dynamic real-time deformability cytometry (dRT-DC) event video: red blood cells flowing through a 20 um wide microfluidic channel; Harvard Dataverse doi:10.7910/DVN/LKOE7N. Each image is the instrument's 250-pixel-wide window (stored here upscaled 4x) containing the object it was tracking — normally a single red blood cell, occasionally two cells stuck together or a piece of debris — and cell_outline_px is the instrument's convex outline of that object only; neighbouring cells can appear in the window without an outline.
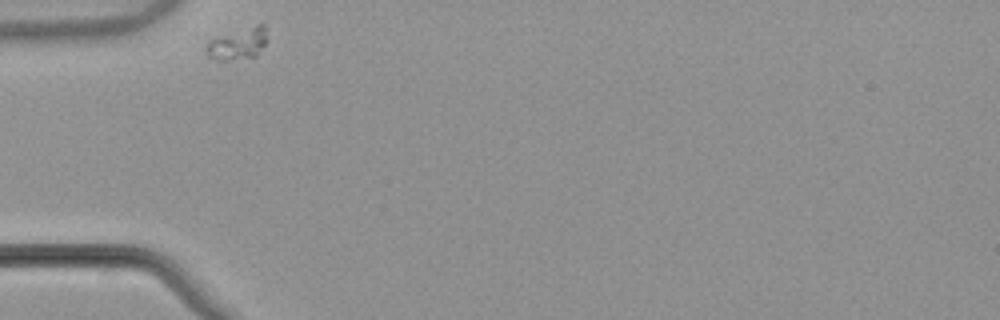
{"species": "common noctule bat (a hibernating species)", "species_latin": "Nyctalus noctula", "temperature_condition": "warm", "stored_images_in_passage": 31, "camera_frame_rate_fps": 3000, "um_per_image_px": 0.085, "animal": {"sex": "male", "body_mass_g": 21.5, "forearm_length_mm": 52.0}, "frame": {"image": 1, "passage_image": 1, "time_ms": 0.0, "image_size_px": [1000, 320], "cell_outline_px": [[268, 40], [256, 56], [228, 60], [220, 60], [208, 56], [204, 52], [204, 48], [208, 40], [216, 36], [256, 24], [264, 24], [268, 28]], "centroid_in_image_um": [20.23, 3.68], "position_along_channel_um": 64.8, "area_um2": 11.68}}
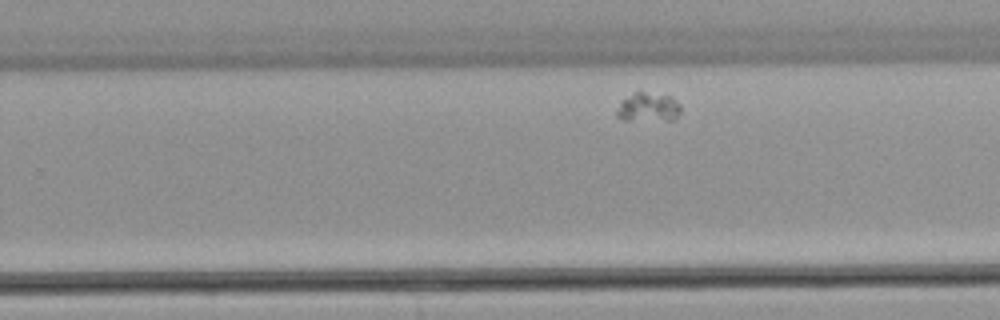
{"frame": {"image": 2, "passage_image": 21, "time_ms": 6.667, "image_size_px": [1000, 320], "cell_outline_px": [[680, 112], [676, 120], [620, 120], [616, 116], [616, 112], [620, 104], [624, 100], [636, 92], [644, 92], [672, 96], [680, 104]], "centroid_in_image_um": [55.14, 9.14], "position_along_channel_um": 274.7, "area_um2": 10.81}}
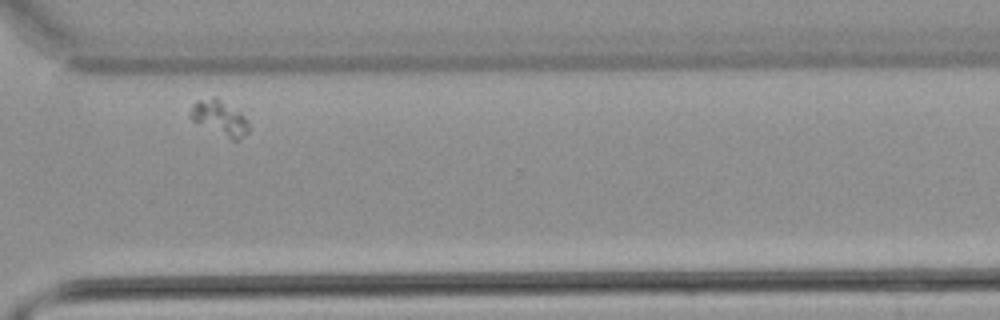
{"frame": {"image": 3, "passage_image": 28, "time_ms": 9.0, "image_size_px": [1000, 320], "cell_outline_px": [[248, 132], [236, 140], [232, 140], [192, 120], [188, 116], [192, 104], [196, 100], [216, 96], [248, 108]], "centroid_in_image_um": [18.78, 9.91], "position_along_channel_um": 351.8, "area_um2": 12.95}}